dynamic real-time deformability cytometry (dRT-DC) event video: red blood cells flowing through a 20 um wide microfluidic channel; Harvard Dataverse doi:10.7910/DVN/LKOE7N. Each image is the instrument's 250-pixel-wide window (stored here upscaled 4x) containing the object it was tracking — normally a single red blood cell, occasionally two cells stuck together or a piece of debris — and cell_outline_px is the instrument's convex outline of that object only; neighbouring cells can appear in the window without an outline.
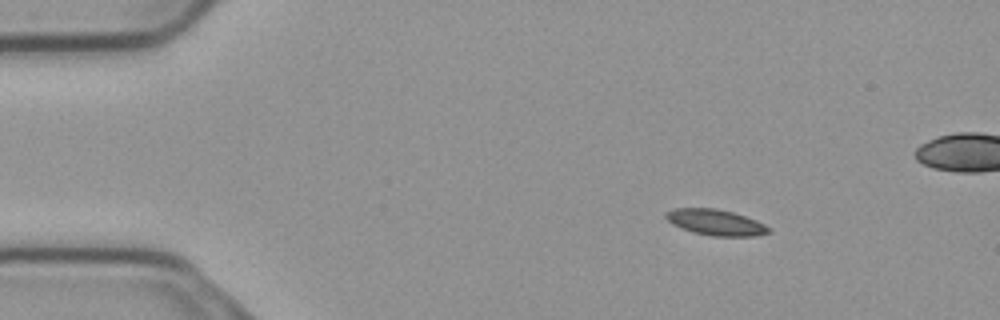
{"species": "common noctule bat (a hibernating species)", "species_latin": "Nyctalus noctula", "temperature_condition": "cold", "stored_images_in_passage": 56, "camera_frame_rate_fps": 3000, "um_per_image_px": 0.085, "animal": {"sex": "male", "body_mass_g": 23.1, "forearm_length_mm": 52.7}, "frame": {"image": 1, "passage_image": 8, "time_ms": 2.333, "image_size_px": [1000, 320], "cell_outline_px": [[772, 232], [756, 236], [712, 236], [692, 232], [680, 228], [672, 224], [664, 216], [664, 212], [676, 208], [716, 208], [732, 212], [756, 220], [772, 228]], "centroid_in_image_um": [60.83, 18.91], "position_along_channel_um": 24.2, "area_um2": 15.66}}
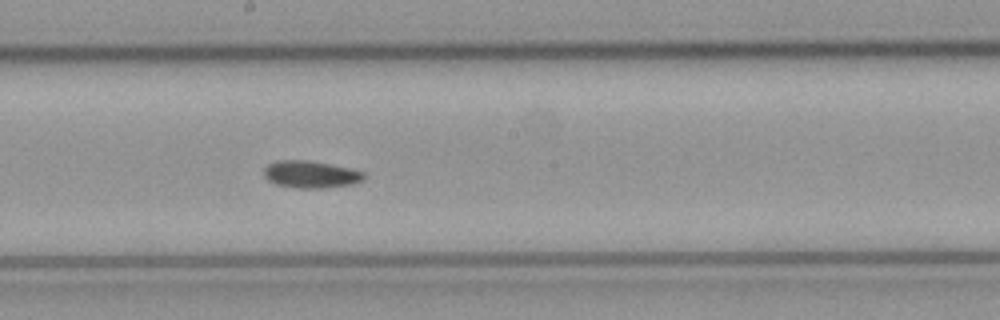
{"frame": {"image": 2, "passage_image": 30, "time_ms": 9.667, "image_size_px": [1000, 320], "cell_outline_px": [[368, 176], [364, 180], [352, 184], [324, 188], [296, 188], [276, 184], [268, 180], [264, 176], [264, 168], [268, 164], [276, 160], [308, 160], [352, 168], [364, 172]], "centroid_in_image_um": [26.45, 14.82], "position_along_channel_um": 221.8, "area_um2": 16.07}}
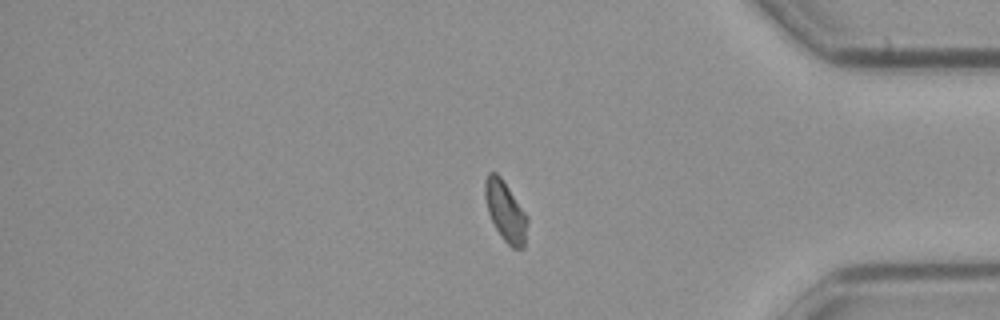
{"frame": {"image": 3, "passage_image": 46, "time_ms": 15.0, "image_size_px": [1000, 320], "cell_outline_px": [[528, 220], [524, 248], [512, 248], [504, 240], [496, 228], [488, 212], [484, 196], [484, 184], [488, 172], [496, 172], [500, 176], [528, 216]], "centroid_in_image_um": [42.96, 17.95], "position_along_channel_um": 392.2, "area_um2": 14.74}}